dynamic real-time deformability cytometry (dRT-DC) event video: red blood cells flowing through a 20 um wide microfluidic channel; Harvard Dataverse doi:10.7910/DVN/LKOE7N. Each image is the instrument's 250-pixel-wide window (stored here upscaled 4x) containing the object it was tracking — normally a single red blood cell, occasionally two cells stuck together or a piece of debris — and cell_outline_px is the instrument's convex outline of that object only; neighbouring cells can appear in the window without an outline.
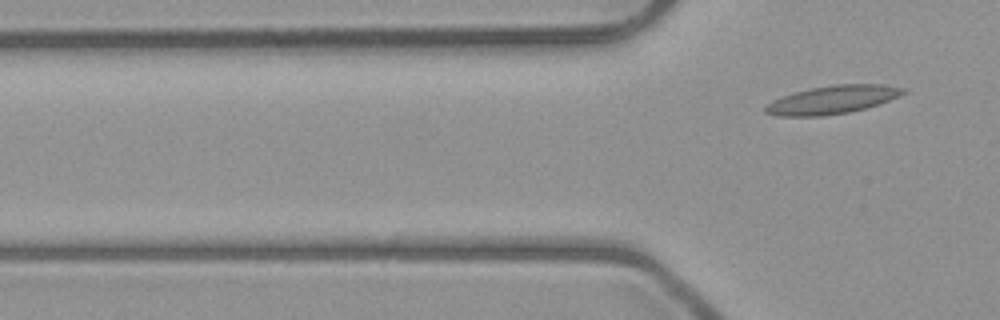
{"species": "common noctule bat (a hibernating species)", "species_latin": "Nyctalus noctula", "temperature_condition": "room temperature", "stored_images_in_passage": 6, "camera_frame_rate_fps": 3000, "um_per_image_px": 0.085, "animal": {"sex": "male", "body_mass_g": 23.1, "forearm_length_mm": 52.7}, "frame": {"image": 1, "passage_image": 6, "time_ms": 6.667, "image_size_px": [1000, 320], "cell_outline_px": [[908, 92], [888, 100], [864, 108], [848, 112], [824, 116], [776, 116], [764, 112], [764, 104], [772, 100], [796, 92], [812, 88], [832, 84], [884, 84], [908, 88]], "centroid_in_image_um": [70.75, 8.47], "position_along_channel_um": 55.1, "area_um2": 22.66}}